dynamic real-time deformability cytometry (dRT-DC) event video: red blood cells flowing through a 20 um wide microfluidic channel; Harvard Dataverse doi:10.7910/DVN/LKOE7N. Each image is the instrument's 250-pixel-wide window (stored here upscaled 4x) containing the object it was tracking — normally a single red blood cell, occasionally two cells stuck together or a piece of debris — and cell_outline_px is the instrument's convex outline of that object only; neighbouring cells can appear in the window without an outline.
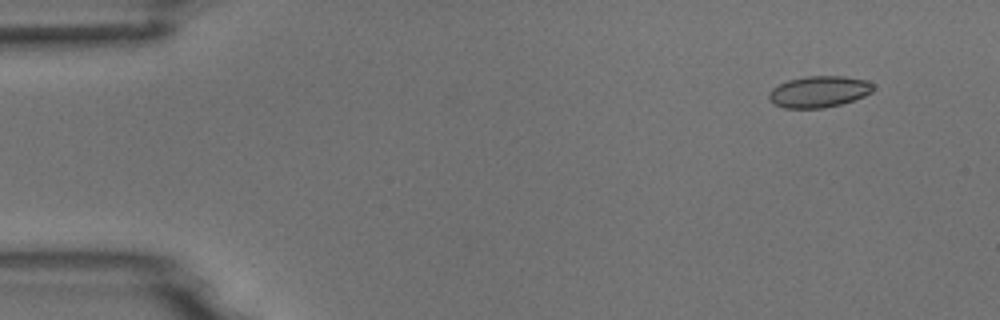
{"species": "common noctule bat (a hibernating species)", "species_latin": "Nyctalus noctula", "temperature_condition": "room temperature", "stored_images_in_passage": 5, "camera_frame_rate_fps": 3000, "um_per_image_px": 0.085, "animal": {"sex": "male", "body_mass_g": 18.8}, "frame": {"image": 1, "passage_image": 2, "time_ms": 1.333, "image_size_px": [1000, 320], "cell_outline_px": [[872, 92], [864, 96], [840, 104], [824, 108], [784, 108], [776, 104], [768, 96], [768, 92], [772, 88], [788, 80], [804, 76], [844, 76], [868, 80], [872, 84]], "centroid_in_image_um": [69.61, 7.78], "position_along_channel_um": 15.4, "area_um2": 18.96}}
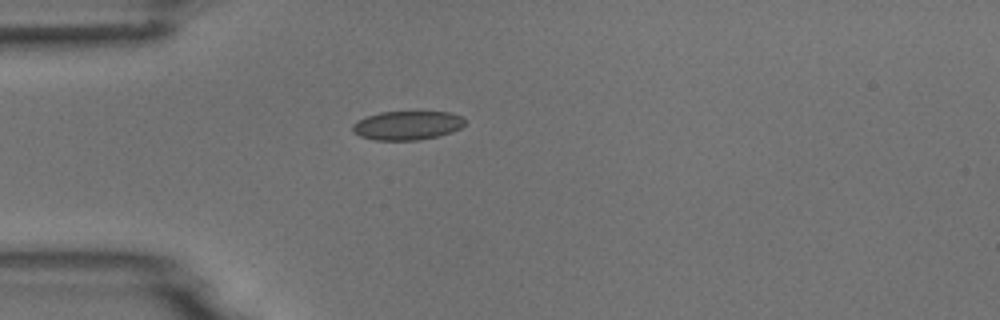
{"frame": {"image": 2, "passage_image": 5, "time_ms": 4.667, "image_size_px": [1000, 320], "cell_outline_px": [[464, 124], [460, 128], [452, 132], [440, 136], [416, 140], [372, 140], [360, 136], [352, 132], [352, 124], [368, 116], [380, 112], [448, 112], [460, 116], [464, 120]], "centroid_in_image_um": [34.6, 10.67], "position_along_channel_um": 50.4, "area_um2": 18.84}}